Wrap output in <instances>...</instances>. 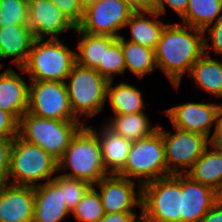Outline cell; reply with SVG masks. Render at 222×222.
<instances>
[{
    "instance_id": "obj_9",
    "label": "cell",
    "mask_w": 222,
    "mask_h": 222,
    "mask_svg": "<svg viewBox=\"0 0 222 222\" xmlns=\"http://www.w3.org/2000/svg\"><path fill=\"white\" fill-rule=\"evenodd\" d=\"M161 131L167 176L171 174H186L195 161L208 146V138L195 132H187L173 127L175 133L167 131L158 124ZM189 168V169H188Z\"/></svg>"
},
{
    "instance_id": "obj_37",
    "label": "cell",
    "mask_w": 222,
    "mask_h": 222,
    "mask_svg": "<svg viewBox=\"0 0 222 222\" xmlns=\"http://www.w3.org/2000/svg\"><path fill=\"white\" fill-rule=\"evenodd\" d=\"M13 138H0V177L5 181L10 168Z\"/></svg>"
},
{
    "instance_id": "obj_42",
    "label": "cell",
    "mask_w": 222,
    "mask_h": 222,
    "mask_svg": "<svg viewBox=\"0 0 222 222\" xmlns=\"http://www.w3.org/2000/svg\"><path fill=\"white\" fill-rule=\"evenodd\" d=\"M98 0H80V4L81 6L85 9L87 8L89 5L96 3Z\"/></svg>"
},
{
    "instance_id": "obj_38",
    "label": "cell",
    "mask_w": 222,
    "mask_h": 222,
    "mask_svg": "<svg viewBox=\"0 0 222 222\" xmlns=\"http://www.w3.org/2000/svg\"><path fill=\"white\" fill-rule=\"evenodd\" d=\"M99 222H142L141 211L136 212L105 213Z\"/></svg>"
},
{
    "instance_id": "obj_2",
    "label": "cell",
    "mask_w": 222,
    "mask_h": 222,
    "mask_svg": "<svg viewBox=\"0 0 222 222\" xmlns=\"http://www.w3.org/2000/svg\"><path fill=\"white\" fill-rule=\"evenodd\" d=\"M57 164L58 173L86 181L91 186L109 175L103 164L98 135L87 124L75 134Z\"/></svg>"
},
{
    "instance_id": "obj_41",
    "label": "cell",
    "mask_w": 222,
    "mask_h": 222,
    "mask_svg": "<svg viewBox=\"0 0 222 222\" xmlns=\"http://www.w3.org/2000/svg\"><path fill=\"white\" fill-rule=\"evenodd\" d=\"M134 12L154 10L157 0H123Z\"/></svg>"
},
{
    "instance_id": "obj_26",
    "label": "cell",
    "mask_w": 222,
    "mask_h": 222,
    "mask_svg": "<svg viewBox=\"0 0 222 222\" xmlns=\"http://www.w3.org/2000/svg\"><path fill=\"white\" fill-rule=\"evenodd\" d=\"M126 35L117 40L122 45L126 71L142 79L157 69L154 50L146 46L127 41Z\"/></svg>"
},
{
    "instance_id": "obj_34",
    "label": "cell",
    "mask_w": 222,
    "mask_h": 222,
    "mask_svg": "<svg viewBox=\"0 0 222 222\" xmlns=\"http://www.w3.org/2000/svg\"><path fill=\"white\" fill-rule=\"evenodd\" d=\"M55 7L60 10L77 27L84 14V8L80 0H50Z\"/></svg>"
},
{
    "instance_id": "obj_11",
    "label": "cell",
    "mask_w": 222,
    "mask_h": 222,
    "mask_svg": "<svg viewBox=\"0 0 222 222\" xmlns=\"http://www.w3.org/2000/svg\"><path fill=\"white\" fill-rule=\"evenodd\" d=\"M134 11L123 0H98L84 9L77 26L91 35H109L119 38Z\"/></svg>"
},
{
    "instance_id": "obj_13",
    "label": "cell",
    "mask_w": 222,
    "mask_h": 222,
    "mask_svg": "<svg viewBox=\"0 0 222 222\" xmlns=\"http://www.w3.org/2000/svg\"><path fill=\"white\" fill-rule=\"evenodd\" d=\"M218 105L215 102H186L164 109L162 113L169 118L172 127L209 138L215 125Z\"/></svg>"
},
{
    "instance_id": "obj_39",
    "label": "cell",
    "mask_w": 222,
    "mask_h": 222,
    "mask_svg": "<svg viewBox=\"0 0 222 222\" xmlns=\"http://www.w3.org/2000/svg\"><path fill=\"white\" fill-rule=\"evenodd\" d=\"M208 138V145L222 149V103H219L216 113L214 130Z\"/></svg>"
},
{
    "instance_id": "obj_35",
    "label": "cell",
    "mask_w": 222,
    "mask_h": 222,
    "mask_svg": "<svg viewBox=\"0 0 222 222\" xmlns=\"http://www.w3.org/2000/svg\"><path fill=\"white\" fill-rule=\"evenodd\" d=\"M189 0H157L154 11L160 16L167 13V6L171 8L174 13H177L179 18H182L187 11Z\"/></svg>"
},
{
    "instance_id": "obj_36",
    "label": "cell",
    "mask_w": 222,
    "mask_h": 222,
    "mask_svg": "<svg viewBox=\"0 0 222 222\" xmlns=\"http://www.w3.org/2000/svg\"><path fill=\"white\" fill-rule=\"evenodd\" d=\"M18 135V121L8 112L0 109V138H14Z\"/></svg>"
},
{
    "instance_id": "obj_12",
    "label": "cell",
    "mask_w": 222,
    "mask_h": 222,
    "mask_svg": "<svg viewBox=\"0 0 222 222\" xmlns=\"http://www.w3.org/2000/svg\"><path fill=\"white\" fill-rule=\"evenodd\" d=\"M93 187L100 195L104 213L136 212L138 207L141 210L142 186L136 181L109 174Z\"/></svg>"
},
{
    "instance_id": "obj_8",
    "label": "cell",
    "mask_w": 222,
    "mask_h": 222,
    "mask_svg": "<svg viewBox=\"0 0 222 222\" xmlns=\"http://www.w3.org/2000/svg\"><path fill=\"white\" fill-rule=\"evenodd\" d=\"M117 174L136 181L141 186L167 176L164 144L159 129L150 136L131 143L124 167Z\"/></svg>"
},
{
    "instance_id": "obj_43",
    "label": "cell",
    "mask_w": 222,
    "mask_h": 222,
    "mask_svg": "<svg viewBox=\"0 0 222 222\" xmlns=\"http://www.w3.org/2000/svg\"><path fill=\"white\" fill-rule=\"evenodd\" d=\"M3 183H4V180L0 177V188H1Z\"/></svg>"
},
{
    "instance_id": "obj_32",
    "label": "cell",
    "mask_w": 222,
    "mask_h": 222,
    "mask_svg": "<svg viewBox=\"0 0 222 222\" xmlns=\"http://www.w3.org/2000/svg\"><path fill=\"white\" fill-rule=\"evenodd\" d=\"M53 180L64 190V201L70 211L80 202L83 195L91 185L83 180L67 177L65 175H55Z\"/></svg>"
},
{
    "instance_id": "obj_21",
    "label": "cell",
    "mask_w": 222,
    "mask_h": 222,
    "mask_svg": "<svg viewBox=\"0 0 222 222\" xmlns=\"http://www.w3.org/2000/svg\"><path fill=\"white\" fill-rule=\"evenodd\" d=\"M186 174L222 195V149L208 145Z\"/></svg>"
},
{
    "instance_id": "obj_30",
    "label": "cell",
    "mask_w": 222,
    "mask_h": 222,
    "mask_svg": "<svg viewBox=\"0 0 222 222\" xmlns=\"http://www.w3.org/2000/svg\"><path fill=\"white\" fill-rule=\"evenodd\" d=\"M104 214L100 195L93 186L86 191L71 211V215L79 222H99Z\"/></svg>"
},
{
    "instance_id": "obj_27",
    "label": "cell",
    "mask_w": 222,
    "mask_h": 222,
    "mask_svg": "<svg viewBox=\"0 0 222 222\" xmlns=\"http://www.w3.org/2000/svg\"><path fill=\"white\" fill-rule=\"evenodd\" d=\"M222 17V0H189L186 14L180 23L205 30Z\"/></svg>"
},
{
    "instance_id": "obj_6",
    "label": "cell",
    "mask_w": 222,
    "mask_h": 222,
    "mask_svg": "<svg viewBox=\"0 0 222 222\" xmlns=\"http://www.w3.org/2000/svg\"><path fill=\"white\" fill-rule=\"evenodd\" d=\"M83 126L79 120L43 118L25 112L18 121V136L40 146L58 161Z\"/></svg>"
},
{
    "instance_id": "obj_20",
    "label": "cell",
    "mask_w": 222,
    "mask_h": 222,
    "mask_svg": "<svg viewBox=\"0 0 222 222\" xmlns=\"http://www.w3.org/2000/svg\"><path fill=\"white\" fill-rule=\"evenodd\" d=\"M160 17L154 10L133 12L124 26L129 27L131 34L127 41L155 50L167 24L160 20Z\"/></svg>"
},
{
    "instance_id": "obj_29",
    "label": "cell",
    "mask_w": 222,
    "mask_h": 222,
    "mask_svg": "<svg viewBox=\"0 0 222 222\" xmlns=\"http://www.w3.org/2000/svg\"><path fill=\"white\" fill-rule=\"evenodd\" d=\"M117 37L104 35L103 64H99L96 70L109 81L114 80L116 75L125 78L126 66L121 43Z\"/></svg>"
},
{
    "instance_id": "obj_19",
    "label": "cell",
    "mask_w": 222,
    "mask_h": 222,
    "mask_svg": "<svg viewBox=\"0 0 222 222\" xmlns=\"http://www.w3.org/2000/svg\"><path fill=\"white\" fill-rule=\"evenodd\" d=\"M35 37L28 25L0 27V68L2 60L13 58L11 63L21 68L27 61Z\"/></svg>"
},
{
    "instance_id": "obj_3",
    "label": "cell",
    "mask_w": 222,
    "mask_h": 222,
    "mask_svg": "<svg viewBox=\"0 0 222 222\" xmlns=\"http://www.w3.org/2000/svg\"><path fill=\"white\" fill-rule=\"evenodd\" d=\"M55 174H59L55 158L40 146L26 142L18 135L13 138L10 168L4 182L36 187L44 181L52 180Z\"/></svg>"
},
{
    "instance_id": "obj_16",
    "label": "cell",
    "mask_w": 222,
    "mask_h": 222,
    "mask_svg": "<svg viewBox=\"0 0 222 222\" xmlns=\"http://www.w3.org/2000/svg\"><path fill=\"white\" fill-rule=\"evenodd\" d=\"M219 194L211 187L182 174L180 222H200Z\"/></svg>"
},
{
    "instance_id": "obj_28",
    "label": "cell",
    "mask_w": 222,
    "mask_h": 222,
    "mask_svg": "<svg viewBox=\"0 0 222 222\" xmlns=\"http://www.w3.org/2000/svg\"><path fill=\"white\" fill-rule=\"evenodd\" d=\"M74 33L81 36L75 50L76 63L91 69H96L99 64H103L104 35H91L78 27Z\"/></svg>"
},
{
    "instance_id": "obj_7",
    "label": "cell",
    "mask_w": 222,
    "mask_h": 222,
    "mask_svg": "<svg viewBox=\"0 0 222 222\" xmlns=\"http://www.w3.org/2000/svg\"><path fill=\"white\" fill-rule=\"evenodd\" d=\"M142 222H180L182 174H171L142 185Z\"/></svg>"
},
{
    "instance_id": "obj_17",
    "label": "cell",
    "mask_w": 222,
    "mask_h": 222,
    "mask_svg": "<svg viewBox=\"0 0 222 222\" xmlns=\"http://www.w3.org/2000/svg\"><path fill=\"white\" fill-rule=\"evenodd\" d=\"M33 222H63L71 214L64 201V190L52 179L34 187Z\"/></svg>"
},
{
    "instance_id": "obj_25",
    "label": "cell",
    "mask_w": 222,
    "mask_h": 222,
    "mask_svg": "<svg viewBox=\"0 0 222 222\" xmlns=\"http://www.w3.org/2000/svg\"><path fill=\"white\" fill-rule=\"evenodd\" d=\"M190 78L198 88L215 98H222V61L203 54L191 67Z\"/></svg>"
},
{
    "instance_id": "obj_24",
    "label": "cell",
    "mask_w": 222,
    "mask_h": 222,
    "mask_svg": "<svg viewBox=\"0 0 222 222\" xmlns=\"http://www.w3.org/2000/svg\"><path fill=\"white\" fill-rule=\"evenodd\" d=\"M113 82L114 80L109 81L106 99L112 108V115L145 112L142 91L128 82Z\"/></svg>"
},
{
    "instance_id": "obj_31",
    "label": "cell",
    "mask_w": 222,
    "mask_h": 222,
    "mask_svg": "<svg viewBox=\"0 0 222 222\" xmlns=\"http://www.w3.org/2000/svg\"><path fill=\"white\" fill-rule=\"evenodd\" d=\"M28 25V0H0V27Z\"/></svg>"
},
{
    "instance_id": "obj_22",
    "label": "cell",
    "mask_w": 222,
    "mask_h": 222,
    "mask_svg": "<svg viewBox=\"0 0 222 222\" xmlns=\"http://www.w3.org/2000/svg\"><path fill=\"white\" fill-rule=\"evenodd\" d=\"M92 126L89 127L98 135L102 160L107 172L117 174L124 167L132 142L116 135L104 124L100 125L101 129Z\"/></svg>"
},
{
    "instance_id": "obj_40",
    "label": "cell",
    "mask_w": 222,
    "mask_h": 222,
    "mask_svg": "<svg viewBox=\"0 0 222 222\" xmlns=\"http://www.w3.org/2000/svg\"><path fill=\"white\" fill-rule=\"evenodd\" d=\"M200 222H222V195H219L211 209L201 218Z\"/></svg>"
},
{
    "instance_id": "obj_1",
    "label": "cell",
    "mask_w": 222,
    "mask_h": 222,
    "mask_svg": "<svg viewBox=\"0 0 222 222\" xmlns=\"http://www.w3.org/2000/svg\"><path fill=\"white\" fill-rule=\"evenodd\" d=\"M157 70L178 89L186 72L204 54V31L183 23H167L155 50Z\"/></svg>"
},
{
    "instance_id": "obj_18",
    "label": "cell",
    "mask_w": 222,
    "mask_h": 222,
    "mask_svg": "<svg viewBox=\"0 0 222 222\" xmlns=\"http://www.w3.org/2000/svg\"><path fill=\"white\" fill-rule=\"evenodd\" d=\"M29 84L10 66L0 73V109L17 121L28 111Z\"/></svg>"
},
{
    "instance_id": "obj_15",
    "label": "cell",
    "mask_w": 222,
    "mask_h": 222,
    "mask_svg": "<svg viewBox=\"0 0 222 222\" xmlns=\"http://www.w3.org/2000/svg\"><path fill=\"white\" fill-rule=\"evenodd\" d=\"M34 187L4 182L0 188V222H33Z\"/></svg>"
},
{
    "instance_id": "obj_33",
    "label": "cell",
    "mask_w": 222,
    "mask_h": 222,
    "mask_svg": "<svg viewBox=\"0 0 222 222\" xmlns=\"http://www.w3.org/2000/svg\"><path fill=\"white\" fill-rule=\"evenodd\" d=\"M207 32L209 36H205ZM210 51L222 57V17L204 30V53L211 56Z\"/></svg>"
},
{
    "instance_id": "obj_4",
    "label": "cell",
    "mask_w": 222,
    "mask_h": 222,
    "mask_svg": "<svg viewBox=\"0 0 222 222\" xmlns=\"http://www.w3.org/2000/svg\"><path fill=\"white\" fill-rule=\"evenodd\" d=\"M75 63V50L61 39H35L26 63L19 70L29 74V81L65 82Z\"/></svg>"
},
{
    "instance_id": "obj_10",
    "label": "cell",
    "mask_w": 222,
    "mask_h": 222,
    "mask_svg": "<svg viewBox=\"0 0 222 222\" xmlns=\"http://www.w3.org/2000/svg\"><path fill=\"white\" fill-rule=\"evenodd\" d=\"M29 82L28 113L57 120H78L71 110L65 82Z\"/></svg>"
},
{
    "instance_id": "obj_5",
    "label": "cell",
    "mask_w": 222,
    "mask_h": 222,
    "mask_svg": "<svg viewBox=\"0 0 222 222\" xmlns=\"http://www.w3.org/2000/svg\"><path fill=\"white\" fill-rule=\"evenodd\" d=\"M65 84L71 110L84 125L87 123V118L94 117L103 111L107 103L109 80L96 69L86 68L75 63Z\"/></svg>"
},
{
    "instance_id": "obj_23",
    "label": "cell",
    "mask_w": 222,
    "mask_h": 222,
    "mask_svg": "<svg viewBox=\"0 0 222 222\" xmlns=\"http://www.w3.org/2000/svg\"><path fill=\"white\" fill-rule=\"evenodd\" d=\"M149 118L146 112L113 115L107 118L104 125L116 135L134 142L150 136L158 129V124L152 126Z\"/></svg>"
},
{
    "instance_id": "obj_14",
    "label": "cell",
    "mask_w": 222,
    "mask_h": 222,
    "mask_svg": "<svg viewBox=\"0 0 222 222\" xmlns=\"http://www.w3.org/2000/svg\"><path fill=\"white\" fill-rule=\"evenodd\" d=\"M28 26L35 39L59 38L77 28L50 0H28Z\"/></svg>"
}]
</instances>
